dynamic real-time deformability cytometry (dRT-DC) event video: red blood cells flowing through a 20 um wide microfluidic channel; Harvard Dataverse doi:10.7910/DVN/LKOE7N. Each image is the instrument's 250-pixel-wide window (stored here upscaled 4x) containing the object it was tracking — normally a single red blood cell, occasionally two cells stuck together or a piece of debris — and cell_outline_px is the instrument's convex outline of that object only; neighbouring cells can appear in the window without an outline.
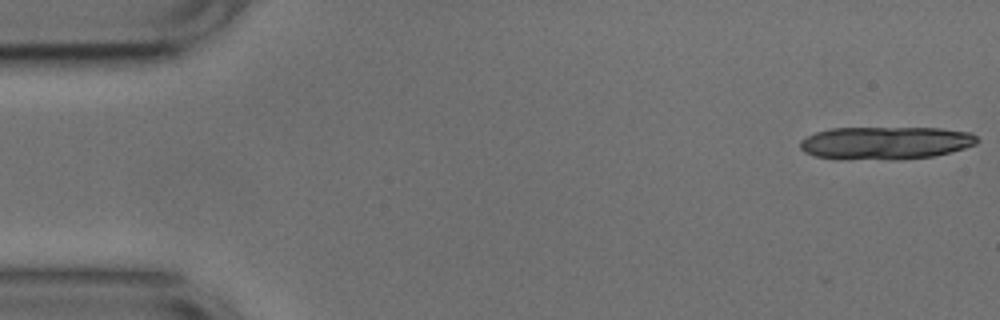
{"species": "common noctule bat (a hibernating species)", "species_latin": "Nyctalus noctula", "temperature_condition": "cold", "stored_images_in_passage": 12, "camera_frame_rate_fps": 3000, "um_per_image_px": 0.085, "animal": {"sex": "male", "body_mass_g": 17.9, "forearm_length_mm": 54.2}, "frame": {"image": 1, "passage_image": 1, "time_ms": 0.0, "image_size_px": [1000, 320], "cell_outline_px": [[980, 140], [976, 144], [964, 148], [932, 156], [888, 160], [836, 160], [816, 156], [804, 152], [800, 148], [800, 140], [816, 132], [832, 128], [940, 128], [972, 132]], "centroid_in_image_um": [75.24, 12.16], "position_along_channel_um": 9.8, "area_um2": 34.22}}